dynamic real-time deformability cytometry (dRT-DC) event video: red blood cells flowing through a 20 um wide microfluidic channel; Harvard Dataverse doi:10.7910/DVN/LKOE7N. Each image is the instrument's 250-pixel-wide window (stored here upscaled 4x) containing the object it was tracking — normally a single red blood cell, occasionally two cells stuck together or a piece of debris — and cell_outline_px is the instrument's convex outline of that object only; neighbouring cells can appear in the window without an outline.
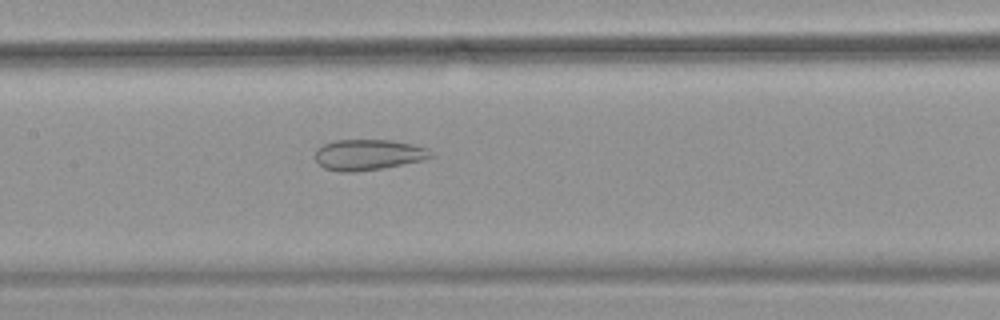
{"species": "common noctule bat (a hibernating species)", "species_latin": "Nyctalus noctula", "temperature_condition": "warm", "stored_images_in_passage": 51, "camera_frame_rate_fps": 3000, "um_per_image_px": 0.085, "animal": {"sex": "female", "body_mass_g": 18.4}, "frame": {"image": 1, "passage_image": 26, "time_ms": 8.333, "image_size_px": [1000, 320], "cell_outline_px": [[432, 156], [420, 160], [384, 168], [352, 172], [340, 172], [324, 168], [316, 160], [316, 148], [324, 144], [336, 140], [392, 140], [412, 144], [428, 148]], "centroid_in_image_um": [31.27, 13.15], "position_along_channel_um": 176.1, "area_um2": 20.52}}
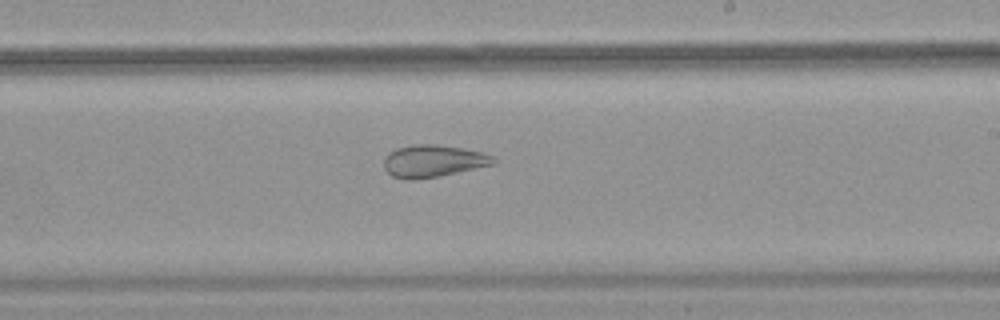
{"frame": {"image": 2, "passage_image": 32, "time_ms": 10.333, "image_size_px": [1000, 320], "cell_outline_px": [[500, 160], [496, 164], [440, 176], [412, 180], [404, 180], [392, 176], [384, 168], [384, 160], [388, 152], [396, 148], [412, 144], [436, 144], [464, 148], [484, 152], [496, 156]], "centroid_in_image_um": [36.88, 13.68], "position_along_channel_um": 252.1, "area_um2": 21.1}}
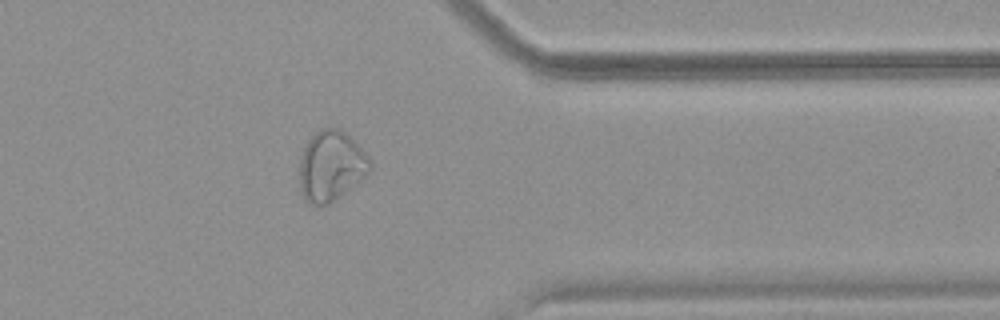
{"frame": {"image": 3, "passage_image": 43, "time_ms": 14.0, "image_size_px": [1000, 320], "cell_outline_px": [[372, 168], [368, 176], [328, 204], [308, 204], [304, 200], [300, 192], [300, 156], [308, 140], [320, 128], [340, 128], [352, 136], [372, 160]], "centroid_in_image_um": [28.18, 14.09], "position_along_channel_um": 383.2, "area_um2": 29.36}}